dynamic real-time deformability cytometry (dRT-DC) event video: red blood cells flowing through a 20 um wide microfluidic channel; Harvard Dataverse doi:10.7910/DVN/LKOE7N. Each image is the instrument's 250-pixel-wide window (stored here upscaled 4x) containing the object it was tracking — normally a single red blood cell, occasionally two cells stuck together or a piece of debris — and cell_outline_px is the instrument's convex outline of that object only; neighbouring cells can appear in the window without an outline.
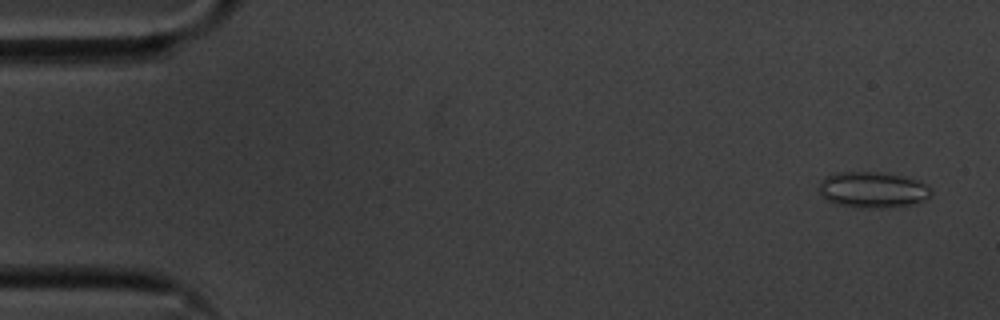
{"species": "common noctule bat (a hibernating species)", "species_latin": "Nyctalus noctula", "temperature_condition": "cold", "stored_images_in_passage": 56, "camera_frame_rate_fps": 3000, "um_per_image_px": 0.085, "animal": {"sex": "male", "body_mass_g": 20.1, "forearm_length_mm": 53.5}, "frame": {"image": 1, "passage_image": 3, "time_ms": 0.667, "image_size_px": [1000, 320], "cell_outline_px": [[932, 196], [916, 204], [884, 208], [860, 208], [836, 204], [824, 200], [816, 188], [820, 180], [836, 172], [876, 172], [900, 176], [916, 180], [932, 188]], "centroid_in_image_um": [74.14, 16.15], "position_along_channel_um": 10.9, "area_um2": 23.87}}
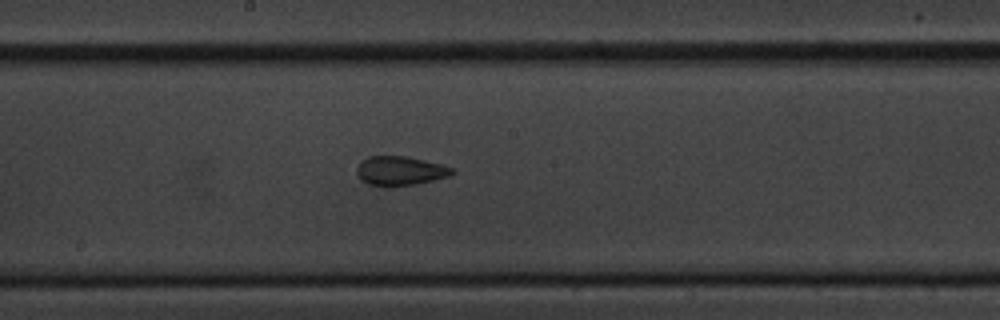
{"frame": {"image": 2, "passage_image": 30, "time_ms": 9.667, "image_size_px": [1000, 320], "cell_outline_px": [[456, 172], [448, 176], [416, 184], [392, 188], [384, 188], [368, 184], [360, 180], [356, 172], [356, 168], [360, 160], [368, 156], [408, 156], [444, 164], [452, 168]], "centroid_in_image_um": [33.97, 14.53], "position_along_channel_um": 214.2, "area_um2": 16.82}}
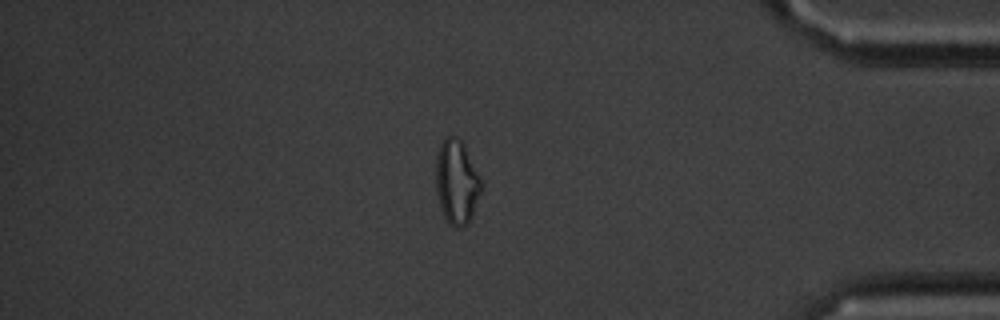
{"frame": {"image": 3, "passage_image": 48, "time_ms": 15.667, "image_size_px": [1000, 320], "cell_outline_px": [[484, 188], [472, 216], [468, 224], [464, 228], [456, 228], [448, 224], [440, 208], [436, 188], [436, 156], [440, 144], [448, 136], [456, 136], [464, 144], [484, 184]], "centroid_in_image_um": [38.85, 15.52], "position_along_channel_um": 396.4, "area_um2": 22.77}, "authors_computed_cell_mechanics": {"area_um2": 18.2359, "velocity_mm_per_s": 3.5602, "shape_relaxation_time_tau1_ms": 7.046, "shape_relaxation_time_tau2_ms": 2.4829, "deformation_change_tau1": 0.1258, "deformation_change_tau2": 0.0919}}